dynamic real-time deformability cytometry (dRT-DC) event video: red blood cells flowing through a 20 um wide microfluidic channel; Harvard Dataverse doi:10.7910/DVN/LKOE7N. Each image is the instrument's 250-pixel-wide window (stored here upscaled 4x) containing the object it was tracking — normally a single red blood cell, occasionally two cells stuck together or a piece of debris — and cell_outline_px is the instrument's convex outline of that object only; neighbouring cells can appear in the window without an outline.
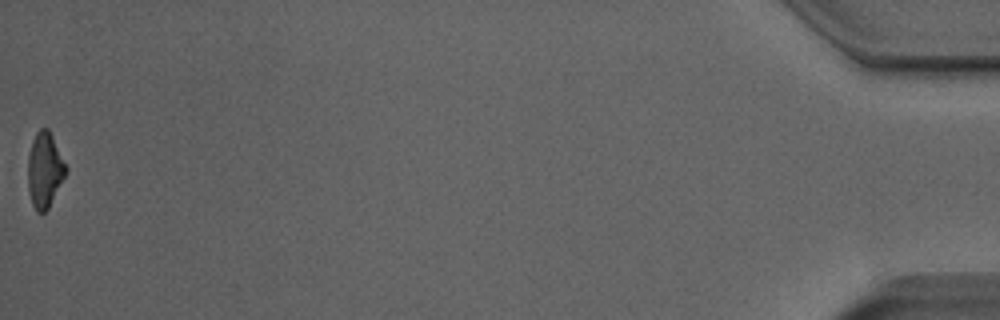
{"species": "Egyptian fruit bat (a non-hibernating species)", "species_latin": "Rousettus aegyptiacus", "temperature_condition": "room temperature", "stored_images_in_passage": 37, "camera_frame_rate_fps": 3000, "um_per_image_px": 0.085, "animal": {"sex": "male"}, "frame": {"image": 1, "passage_image": 37, "time_ms": 12.0, "image_size_px": [1000, 320], "cell_outline_px": [[68, 168], [48, 208], [44, 212], [36, 212], [32, 204], [28, 192], [28, 156], [32, 140], [36, 132], [40, 128], [48, 128]], "centroid_in_image_um": [3.77, 14.43], "position_along_channel_um": 431.4, "area_um2": 16.47}, "authors_computed_cell_mechanics": {"area_um2": 17.2822, "velocity_mm_per_s": 3.9359, "shape_relaxation_time_tau1_ms": 4.1114, "shape_relaxation_time_tau2_ms": 2.0826, "deformation_change_tau1": 0.1613, "deformation_change_tau2": 0.0948}}